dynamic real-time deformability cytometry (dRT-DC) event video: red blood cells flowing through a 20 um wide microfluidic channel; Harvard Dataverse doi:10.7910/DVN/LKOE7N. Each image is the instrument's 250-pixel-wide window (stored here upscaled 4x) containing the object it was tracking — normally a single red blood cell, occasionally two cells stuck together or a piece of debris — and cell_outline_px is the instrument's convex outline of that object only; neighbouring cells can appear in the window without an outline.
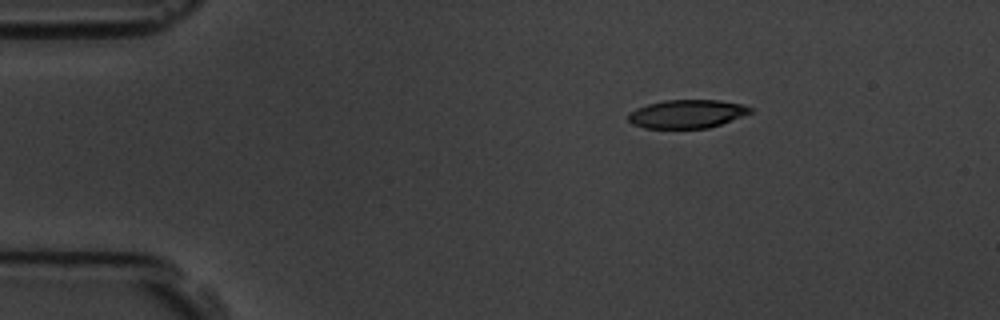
{"species": "common noctule bat (a hibernating species)", "species_latin": "Nyctalus noctula", "temperature_condition": "room temperature", "stored_images_in_passage": 5, "camera_frame_rate_fps": 3000, "um_per_image_px": 0.085, "animal": {"sex": "male", "body_mass_g": 19.5, "forearm_length_mm": 54.6}, "frame": {"image": 1, "passage_image": 3, "time_ms": 2.333, "image_size_px": [1000, 320], "cell_outline_px": [[752, 112], [720, 124], [708, 128], [644, 128], [632, 124], [628, 120], [628, 112], [636, 108], [648, 104], [664, 100], [720, 100], [744, 104], [752, 108]], "centroid_in_image_um": [58.37, 9.67], "position_along_channel_um": 26.6, "area_um2": 20.23}}
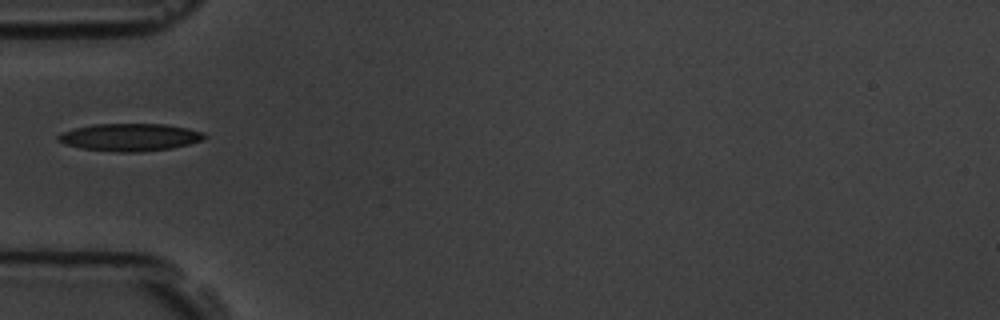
{"frame": {"image": 2, "passage_image": 5, "time_ms": 5.333, "image_size_px": [1000, 320], "cell_outline_px": [[208, 136], [200, 140], [188, 144], [172, 148], [136, 152], [120, 152], [84, 148], [64, 144], [56, 140], [56, 136], [64, 132], [76, 128], [92, 124], [164, 124], [188, 128], [204, 132]], "centroid_in_image_um": [11.05, 11.66], "position_along_channel_um": 73.9, "area_um2": 23.24}}